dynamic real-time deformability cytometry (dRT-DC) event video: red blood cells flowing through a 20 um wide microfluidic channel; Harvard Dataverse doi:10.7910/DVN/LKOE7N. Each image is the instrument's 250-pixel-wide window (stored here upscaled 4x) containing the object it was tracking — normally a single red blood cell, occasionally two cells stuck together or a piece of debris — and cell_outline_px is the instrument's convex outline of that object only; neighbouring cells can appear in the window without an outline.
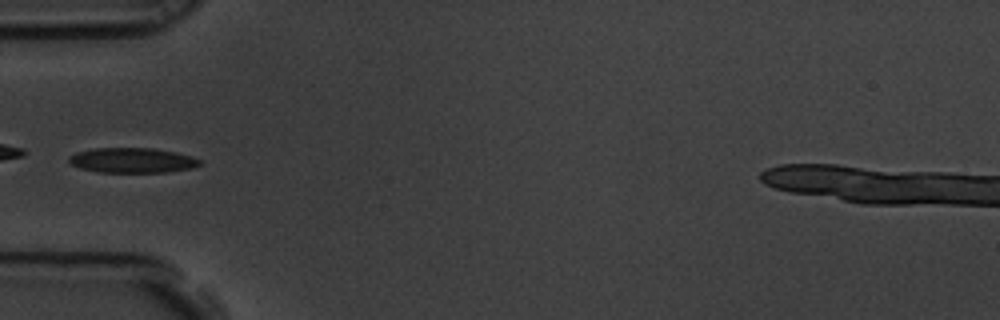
{"species": "common noctule bat (a hibernating species)", "species_latin": "Nyctalus noctula", "temperature_condition": "room temperature", "stored_images_in_passage": 9, "camera_frame_rate_fps": 3000, "um_per_image_px": 0.085, "animal": {"sex": "male", "body_mass_g": 19.5, "forearm_length_mm": 54.6}, "frame": {"image": 1, "passage_image": 3, "time_ms": 0.667, "image_size_px": [1000, 320], "cell_outline_px": [[200, 164], [192, 168], [168, 172], [100, 172], [80, 168], [72, 164], [68, 160], [68, 156], [76, 152], [96, 148], [156, 148], [176, 152], [192, 156], [200, 160]], "centroid_in_image_um": [11.25, 13.62], "position_along_channel_um": 73.8, "area_um2": 19.07}}
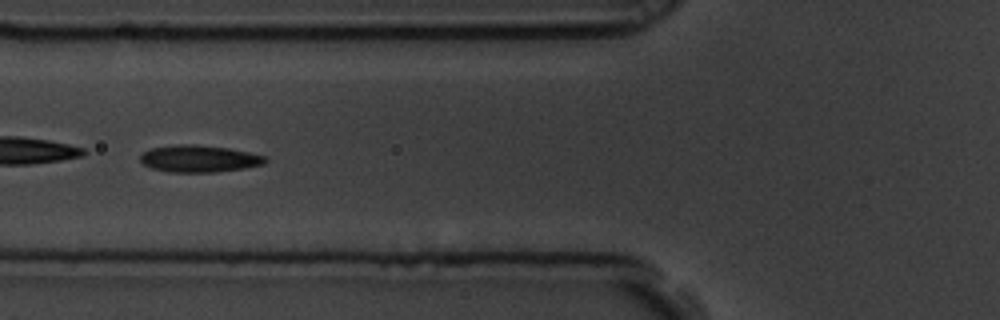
{"frame": {"image": 2, "passage_image": 4, "time_ms": 1.0, "image_size_px": [1000, 320], "cell_outline_px": [[268, 160], [264, 164], [244, 168], [212, 172], [168, 172], [152, 168], [144, 164], [140, 160], [140, 156], [144, 152], [152, 148], [176, 144], [196, 144], [228, 148], [248, 152], [264, 156]], "centroid_in_image_um": [16.92, 13.48], "position_along_channel_um": 108.9, "area_um2": 19.54}}